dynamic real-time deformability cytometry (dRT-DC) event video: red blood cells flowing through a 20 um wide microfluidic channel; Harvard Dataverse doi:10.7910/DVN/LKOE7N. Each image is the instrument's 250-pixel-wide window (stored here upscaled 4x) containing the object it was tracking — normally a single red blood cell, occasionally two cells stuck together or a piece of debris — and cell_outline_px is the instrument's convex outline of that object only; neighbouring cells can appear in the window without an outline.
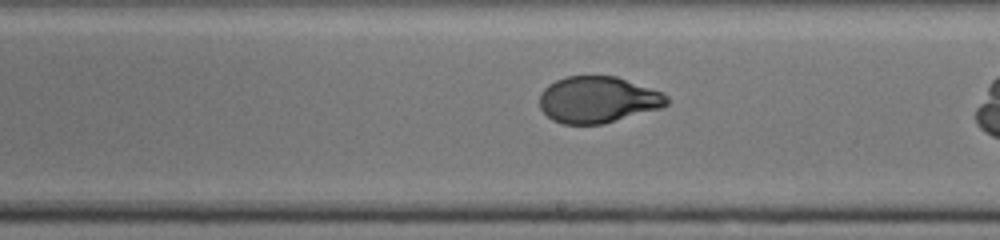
{"species": "human", "species_latin": "Homo sapiens", "temperature_condition": "cold", "stored_images_in_passage": 36, "camera_frame_rate_fps": 3000, "um_per_image_px": 0.085, "donor": {"sex": "male"}, "frame": {"image": 1, "passage_image": 26, "time_ms": 8.333, "image_size_px": [1000, 240], "cell_outline_px": [[668, 104], [664, 108], [604, 124], [564, 124], [552, 120], [540, 108], [540, 92], [548, 84], [556, 80], [568, 76], [616, 76], [660, 92], [668, 96]], "centroid_in_image_um": [50.82, 8.49], "position_along_channel_um": 238.2, "area_um2": 34.56}}